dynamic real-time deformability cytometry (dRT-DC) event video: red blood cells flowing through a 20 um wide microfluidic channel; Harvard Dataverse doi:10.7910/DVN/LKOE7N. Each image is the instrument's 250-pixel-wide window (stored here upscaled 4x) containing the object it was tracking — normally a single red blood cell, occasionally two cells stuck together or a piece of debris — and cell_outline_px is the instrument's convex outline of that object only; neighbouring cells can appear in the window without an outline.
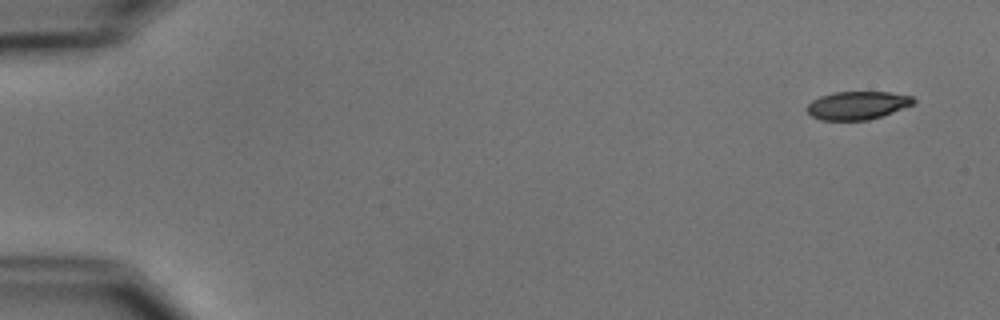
{"species": "common noctule bat (a hibernating species)", "species_latin": "Nyctalus noctula", "temperature_condition": "cold", "stored_images_in_passage": 5, "camera_frame_rate_fps": 3000, "um_per_image_px": 0.085, "animal": {"sex": "male", "body_mass_g": 15.6}, "frame": {"image": 1, "passage_image": 1, "time_ms": 0.0, "image_size_px": [1000, 320], "cell_outline_px": [[916, 104], [868, 120], [820, 120], [812, 116], [804, 108], [812, 100], [820, 96], [836, 92], [888, 92], [912, 96], [916, 100]], "centroid_in_image_um": [72.88, 8.95], "position_along_channel_um": 12.1, "area_um2": 17.51}}
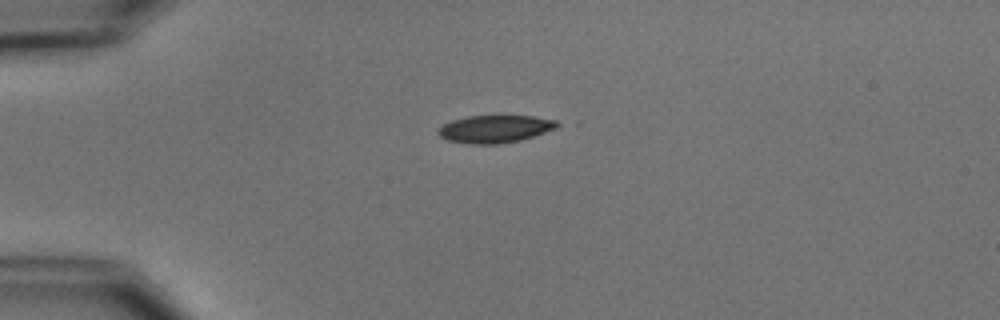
{"frame": {"image": 2, "passage_image": 4, "time_ms": 3.667, "image_size_px": [1000, 320], "cell_outline_px": [[564, 124], [556, 128], [520, 140], [500, 144], [468, 144], [448, 140], [440, 136], [436, 132], [444, 124], [452, 120], [468, 116], [532, 116], [556, 120]], "centroid_in_image_um": [42.09, 10.96], "position_along_channel_um": 42.9, "area_um2": 19.07}}